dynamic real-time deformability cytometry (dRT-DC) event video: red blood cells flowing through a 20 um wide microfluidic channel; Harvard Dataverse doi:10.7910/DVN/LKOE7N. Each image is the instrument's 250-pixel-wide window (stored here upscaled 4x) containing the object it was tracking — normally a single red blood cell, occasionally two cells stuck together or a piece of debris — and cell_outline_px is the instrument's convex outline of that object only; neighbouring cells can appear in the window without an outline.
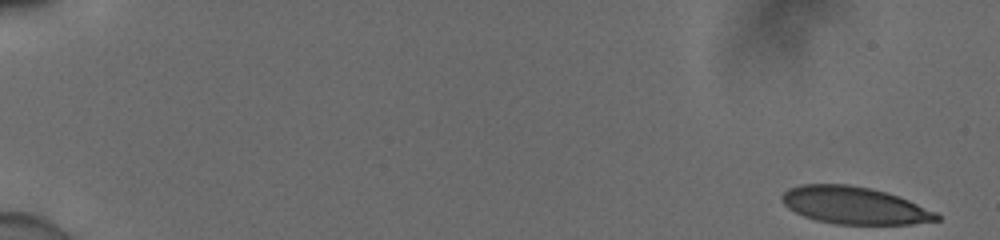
{"species": "human", "species_latin": "Homo sapiens", "temperature_condition": "cold", "stored_images_in_passage": 23, "camera_frame_rate_fps": 3000, "um_per_image_px": 0.085, "donor": {"sex": "male"}, "frame": {"image": 1, "passage_image": 1, "time_ms": 0.0, "image_size_px": [1000, 240], "cell_outline_px": [[940, 220], [912, 224], [836, 224], [816, 220], [804, 216], [788, 208], [784, 204], [780, 196], [788, 188], [800, 184], [848, 184], [868, 188], [884, 192], [908, 200], [936, 212], [940, 216]], "centroid_in_image_um": [72.59, 17.46], "position_along_channel_um": 12.4, "area_um2": 33.41}}
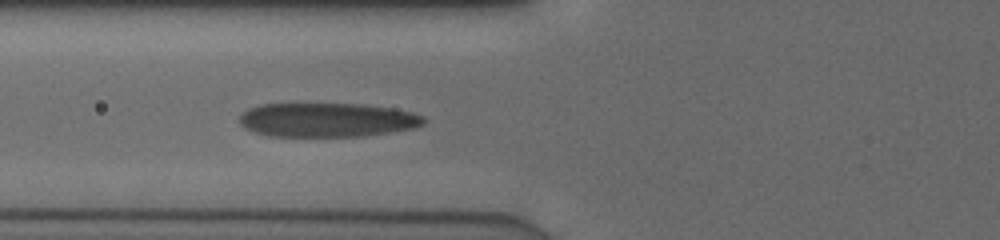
{"frame": {"image": 2, "passage_image": 20, "time_ms": 6.333, "image_size_px": [1000, 240], "cell_outline_px": [[424, 124], [416, 128], [360, 136], [268, 136], [244, 128], [240, 124], [240, 116], [248, 108], [260, 104], [360, 104], [392, 108], [412, 112], [424, 116]], "centroid_in_image_um": [27.8, 10.19], "position_along_channel_um": 98.0, "area_um2": 36.53}}
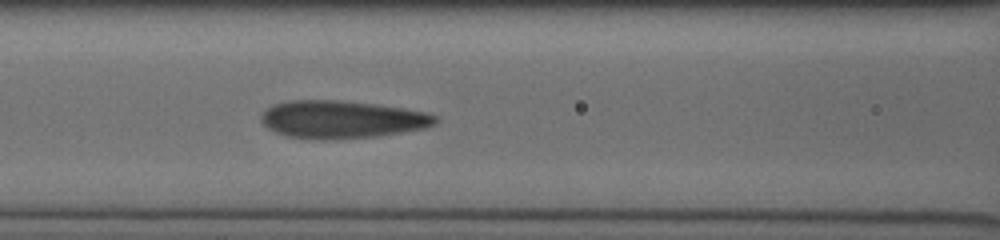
{"frame": {"image": 3, "passage_image": 23, "time_ms": 7.333, "image_size_px": [1000, 240], "cell_outline_px": [[436, 124], [424, 128], [400, 132], [372, 136], [324, 140], [312, 140], [288, 136], [276, 132], [268, 128], [260, 120], [260, 116], [272, 104], [288, 100], [336, 100], [372, 104], [400, 108], [424, 112], [436, 116]], "centroid_in_image_um": [28.98, 10.15], "position_along_channel_um": 137.6, "area_um2": 37.86}}